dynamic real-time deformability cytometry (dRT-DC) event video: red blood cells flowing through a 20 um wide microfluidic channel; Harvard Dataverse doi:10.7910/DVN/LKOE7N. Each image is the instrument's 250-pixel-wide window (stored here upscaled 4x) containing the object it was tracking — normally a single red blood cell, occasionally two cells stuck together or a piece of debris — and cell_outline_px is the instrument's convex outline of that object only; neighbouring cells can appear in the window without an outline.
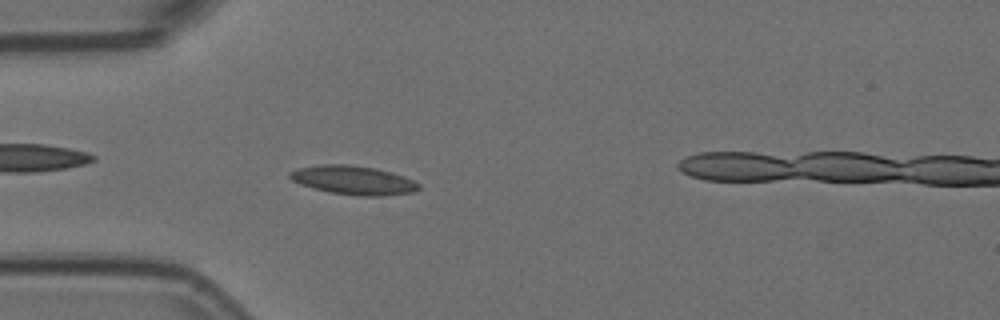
{"species": "Egyptian fruit bat (a non-hibernating species)", "species_latin": "Rousettus aegyptiacus", "temperature_condition": "room temperature", "stored_images_in_passage": 41, "camera_frame_rate_fps": 3000, "um_per_image_px": 0.085, "animal": {"sex": "female"}, "frame": {"image": 1, "passage_image": 1, "time_ms": 0.0, "image_size_px": [1000, 320], "cell_outline_px": [[420, 188], [412, 192], [380, 196], [356, 196], [332, 192], [300, 184], [292, 180], [288, 176], [288, 172], [296, 168], [320, 164], [344, 164], [376, 168], [392, 172], [404, 176], [420, 184]], "centroid_in_image_um": [30.02, 15.3], "position_along_channel_um": 55.0, "area_um2": 21.62}}
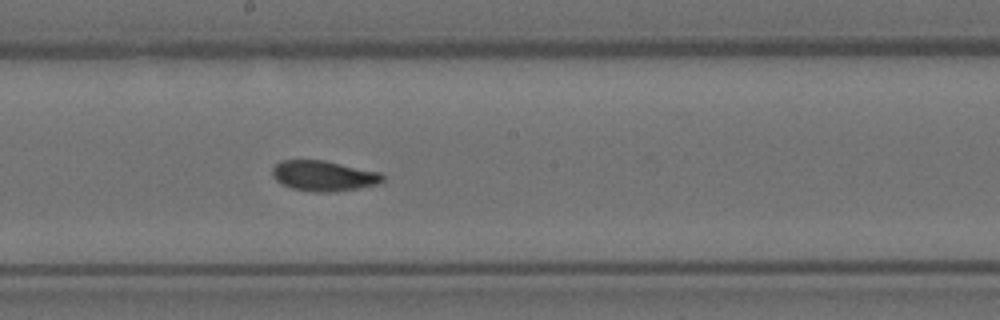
{"frame": {"image": 2, "passage_image": 15, "time_ms": 4.667, "image_size_px": [1000, 320], "cell_outline_px": [[384, 180], [376, 184], [336, 192], [312, 192], [292, 188], [280, 184], [272, 176], [272, 168], [280, 160], [324, 160], [380, 172], [384, 176]], "centroid_in_image_um": [27.47, 14.94], "position_along_channel_um": 220.7, "area_um2": 19.59}}
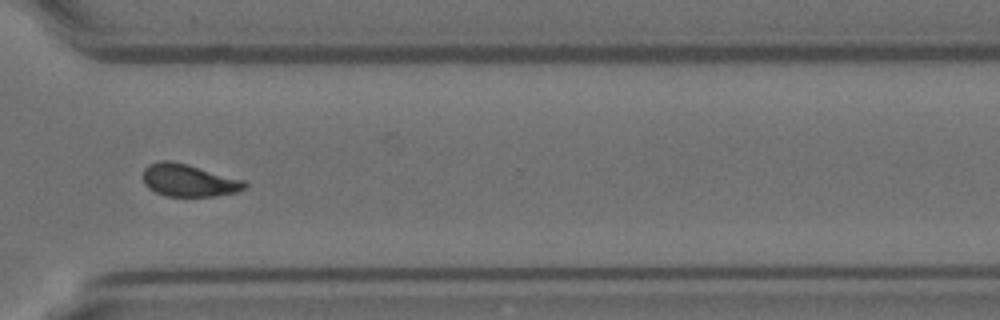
{"frame": {"image": 3, "passage_image": 26, "time_ms": 8.333, "image_size_px": [1000, 320], "cell_outline_px": [[248, 188], [236, 192], [216, 196], [168, 196], [156, 192], [148, 188], [144, 184], [144, 168], [148, 164], [160, 160], [172, 160], [188, 164], [244, 180], [248, 184]], "centroid_in_image_um": [16.06, 15.32], "position_along_channel_um": 354.5, "area_um2": 19.36}, "authors_computed_cell_mechanics": {"area_um2": 19.363, "velocity_mm_per_s": 3.6624, "shape_relaxation_time_tau1_ms": 8.9947, "shape_relaxation_time_tau2_ms": 2.6362, "deformation_change_tau1": 0.1887, "deformation_change_tau2": 0.0671}}